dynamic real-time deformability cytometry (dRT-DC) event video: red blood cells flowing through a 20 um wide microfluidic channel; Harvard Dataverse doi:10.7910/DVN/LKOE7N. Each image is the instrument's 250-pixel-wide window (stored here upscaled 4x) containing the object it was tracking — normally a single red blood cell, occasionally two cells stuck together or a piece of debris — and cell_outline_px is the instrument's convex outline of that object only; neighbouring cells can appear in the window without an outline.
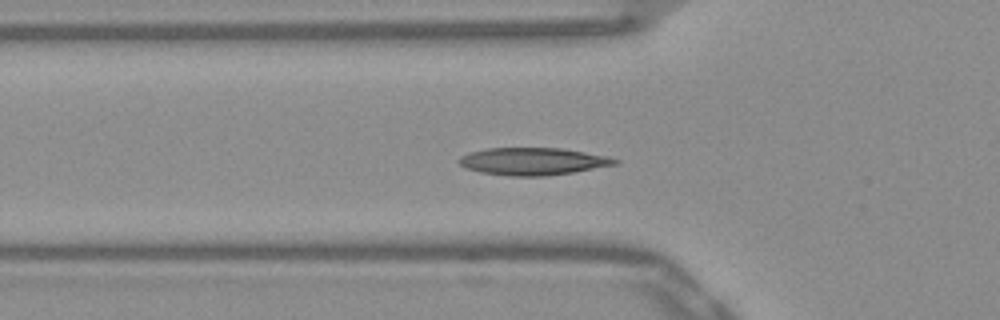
{"species": "Egyptian fruit bat (a non-hibernating species)", "species_latin": "Rousettus aegyptiacus", "temperature_condition": "warm", "stored_images_in_passage": 53, "camera_frame_rate_fps": 3000, "um_per_image_px": 0.085, "frame": {"image": 1, "passage_image": 17, "time_ms": 5.333, "image_size_px": [1000, 320], "cell_outline_px": [[620, 160], [616, 164], [572, 172], [544, 176], [508, 176], [480, 172], [468, 168], [460, 164], [456, 160], [460, 156], [468, 152], [488, 148], [560, 148], [608, 156]], "centroid_in_image_um": [45.25, 13.71], "position_along_channel_um": 80.5, "area_um2": 24.74}}
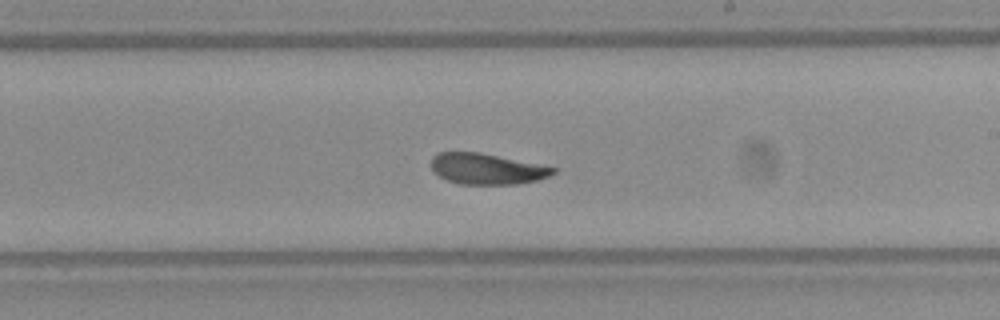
{"frame": {"image": 2, "passage_image": 30, "time_ms": 9.667, "image_size_px": [1000, 320], "cell_outline_px": [[556, 172], [548, 176], [536, 180], [516, 184], [460, 184], [448, 180], [432, 172], [432, 156], [436, 152], [480, 152], [556, 168]], "centroid_in_image_um": [41.33, 14.35], "position_along_channel_um": 247.7, "area_um2": 21.73}}
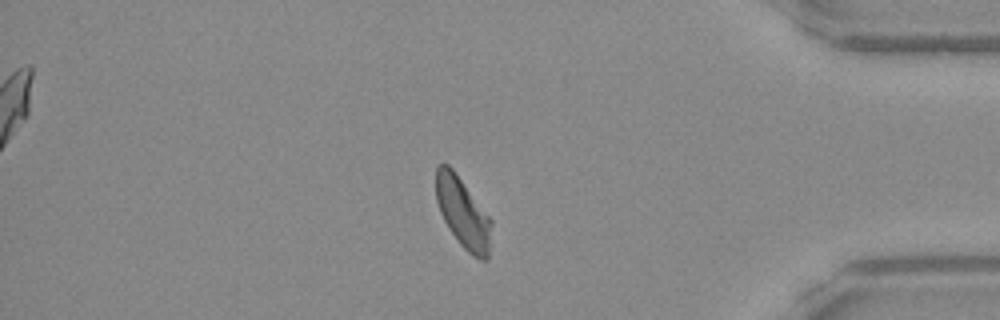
{"frame": {"image": 3, "passage_image": 44, "time_ms": 14.333, "image_size_px": [1000, 320], "cell_outline_px": [[492, 224], [488, 260], [480, 260], [472, 256], [460, 244], [448, 228], [440, 212], [436, 200], [436, 168], [440, 164], [448, 164], [452, 168], [492, 220]], "centroid_in_image_um": [39.35, 18.12], "position_along_channel_um": 395.8, "area_um2": 22.6}, "authors_computed_cell_mechanics": {"area_um2": 23.0044, "velocity_mm_per_s": 3.8395, "shape_relaxation_time_tau1_ms": 4.4232, "shape_relaxation_time_tau2_ms": 2.0017, "deformation_change_tau1": 0.1425, "deformation_change_tau2": 0.0607}}